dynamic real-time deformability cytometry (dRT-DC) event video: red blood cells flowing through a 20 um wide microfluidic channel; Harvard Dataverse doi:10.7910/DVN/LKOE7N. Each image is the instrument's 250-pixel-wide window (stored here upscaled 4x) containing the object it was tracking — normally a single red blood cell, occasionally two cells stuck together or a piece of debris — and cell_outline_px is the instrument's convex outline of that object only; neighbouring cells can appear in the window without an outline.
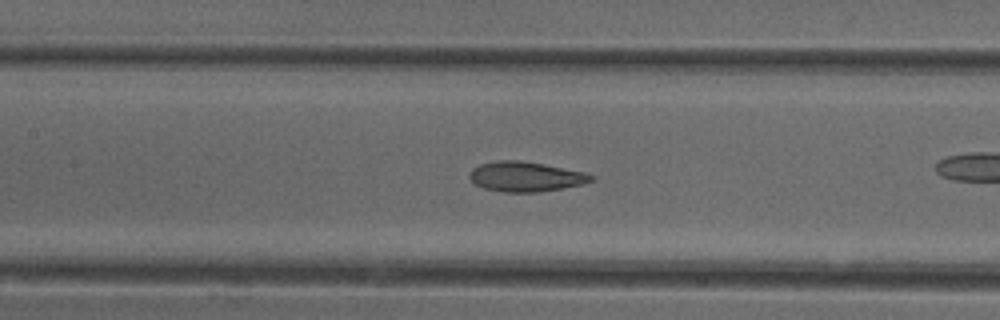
{"species": "common noctule bat (a hibernating species)", "species_latin": "Nyctalus noctula", "temperature_condition": "cold", "stored_images_in_passage": 41, "camera_frame_rate_fps": 3000, "um_per_image_px": 0.085, "animal": {"sex": "female"}, "frame": {"image": 1, "passage_image": 24, "time_ms": 7.667, "image_size_px": [1000, 320], "cell_outline_px": [[592, 180], [580, 184], [560, 188], [536, 192], [504, 192], [484, 188], [476, 184], [468, 176], [472, 168], [480, 164], [496, 160], [520, 160], [544, 164], [584, 172], [592, 176]], "centroid_in_image_um": [44.61, 15.0], "position_along_channel_um": 162.8, "area_um2": 20.87}}
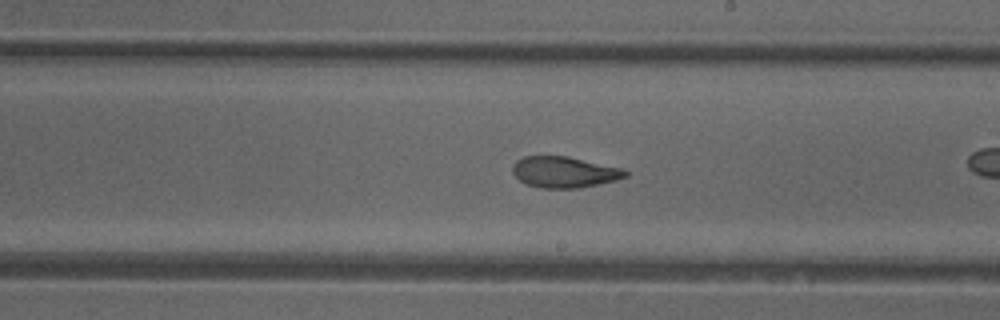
{"frame": {"image": 2, "passage_image": 30, "time_ms": 9.667, "image_size_px": [1000, 320], "cell_outline_px": [[628, 176], [616, 180], [580, 188], [544, 188], [528, 184], [520, 180], [512, 172], [512, 164], [516, 160], [524, 156], [568, 156], [624, 168], [628, 172]], "centroid_in_image_um": [47.99, 14.61], "position_along_channel_um": 241.0, "area_um2": 20.52}}